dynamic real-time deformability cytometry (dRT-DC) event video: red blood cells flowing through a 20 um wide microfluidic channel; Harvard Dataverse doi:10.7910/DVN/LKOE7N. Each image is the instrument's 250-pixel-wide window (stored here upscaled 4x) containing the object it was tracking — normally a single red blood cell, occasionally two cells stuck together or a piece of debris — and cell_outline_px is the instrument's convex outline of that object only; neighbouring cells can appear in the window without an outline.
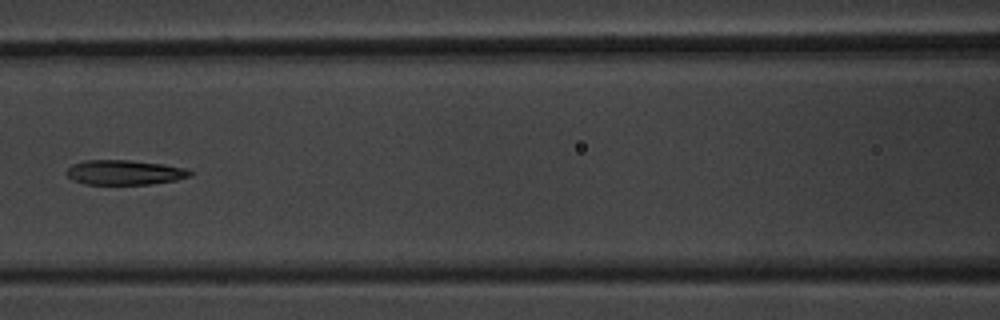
{"species": "common noctule bat (a hibernating species)", "species_latin": "Nyctalus noctula", "temperature_condition": "warm", "stored_images_in_passage": 8, "camera_frame_rate_fps": 3000, "um_per_image_px": 0.085, "animal": {"sex": "male", "body_mass_g": 20.1, "forearm_length_mm": 53.5}, "frame": {"image": 1, "passage_image": 6, "time_ms": 6.0, "image_size_px": [1000, 320], "cell_outline_px": [[192, 176], [176, 180], [148, 184], [84, 184], [72, 180], [64, 172], [72, 164], [84, 160], [128, 160], [164, 164], [184, 168], [192, 172]], "centroid_in_image_um": [10.55, 14.65], "position_along_channel_um": 156.0, "area_um2": 17.86}}
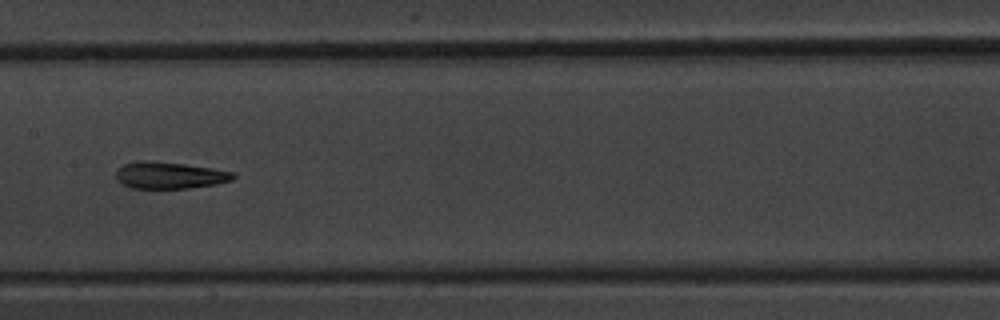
{"frame": {"image": 2, "passage_image": 7, "time_ms": 7.0, "image_size_px": [1000, 320], "cell_outline_px": [[236, 176], [232, 180], [216, 184], [188, 188], [132, 188], [116, 180], [116, 168], [124, 164], [136, 160], [152, 160], [184, 164], [212, 168], [236, 172]], "centroid_in_image_um": [14.4, 14.88], "position_along_channel_um": 193.0, "area_um2": 18.5}}
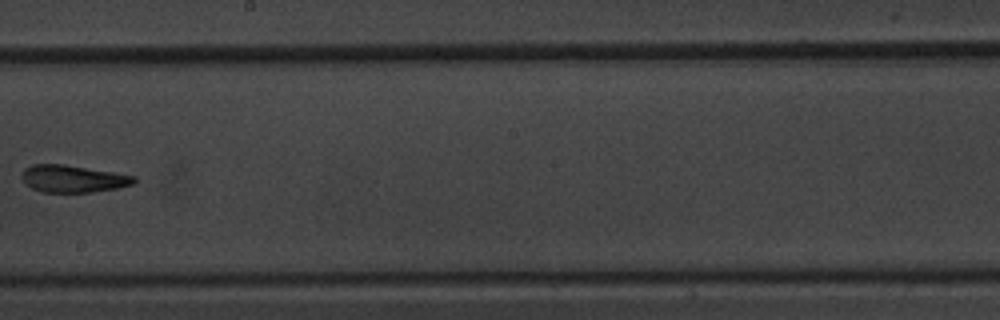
{"frame": {"image": 3, "passage_image": 8, "time_ms": 8.333, "image_size_px": [1000, 320], "cell_outline_px": [[136, 184], [116, 188], [92, 192], [44, 192], [32, 188], [24, 184], [20, 176], [24, 168], [32, 164], [64, 164], [136, 176]], "centroid_in_image_um": [6.18, 15.19], "position_along_channel_um": 242.0, "area_um2": 17.92}}